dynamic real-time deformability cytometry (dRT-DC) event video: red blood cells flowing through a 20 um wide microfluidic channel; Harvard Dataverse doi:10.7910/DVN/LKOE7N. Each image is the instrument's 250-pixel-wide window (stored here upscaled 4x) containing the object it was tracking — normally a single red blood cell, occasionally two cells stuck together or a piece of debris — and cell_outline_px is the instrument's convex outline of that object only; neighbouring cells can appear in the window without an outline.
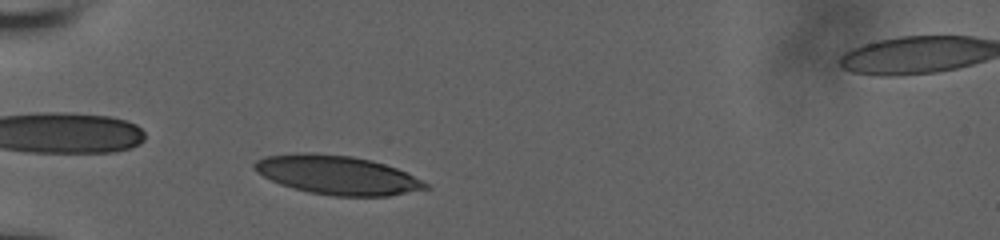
{"species": "human", "species_latin": "Homo sapiens", "temperature_condition": "room temperature", "stored_images_in_passage": 38, "camera_frame_rate_fps": 3000, "um_per_image_px": 0.085, "donor": {"sex": "male"}, "frame": {"image": 1, "passage_image": 4, "time_ms": 1.0, "image_size_px": [1000, 240], "cell_outline_px": [[432, 188], [388, 196], [332, 196], [308, 192], [292, 188], [280, 184], [256, 172], [252, 168], [252, 164], [256, 160], [264, 156], [296, 152], [316, 152], [352, 156], [372, 160], [396, 168], [428, 184]], "centroid_in_image_um": [28.6, 14.86], "position_along_channel_um": 56.4, "area_um2": 39.07}}
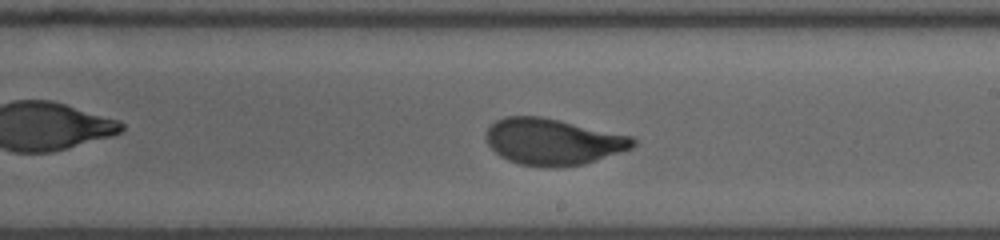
{"frame": {"image": 2, "passage_image": 20, "time_ms": 6.333, "image_size_px": [1000, 240], "cell_outline_px": [[636, 144], [632, 148], [584, 164], [556, 168], [544, 168], [520, 164], [508, 160], [500, 156], [488, 144], [484, 136], [484, 132], [496, 120], [504, 116], [540, 116], [560, 120], [632, 136], [636, 140]], "centroid_in_image_um": [46.97, 12.05], "position_along_channel_um": 242.0, "area_um2": 39.94}}
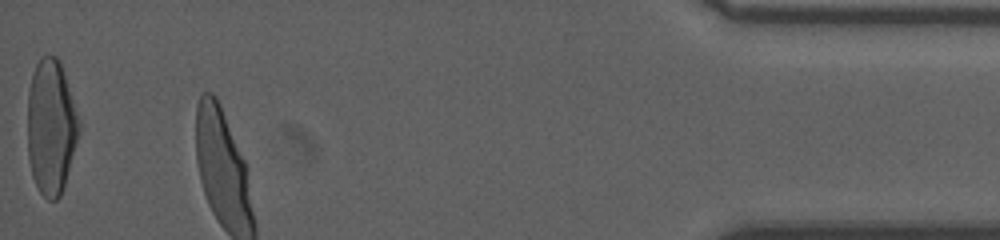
{"frame": {"image": 3, "passage_image": 38, "time_ms": 12.333, "image_size_px": [1000, 240], "cell_outline_px": [[80, 132], [64, 184], [60, 196], [56, 200], [48, 200], [40, 192], [32, 176], [28, 160], [28, 92], [32, 72], [40, 56], [56, 56], [60, 60], [80, 120]], "centroid_in_image_um": [4.33, 10.76], "position_along_channel_um": 430.9, "area_um2": 40.63}, "authors_computed_cell_mechanics": {"area_um2": 39.882, "velocity_mm_per_s": 3.8195, "shape_relaxation_time_tau1_ms": 3.6163, "shape_relaxation_time_tau2_ms": null, "deformation_change_tau1": 0.1925, "deformation_change_tau2": null}}